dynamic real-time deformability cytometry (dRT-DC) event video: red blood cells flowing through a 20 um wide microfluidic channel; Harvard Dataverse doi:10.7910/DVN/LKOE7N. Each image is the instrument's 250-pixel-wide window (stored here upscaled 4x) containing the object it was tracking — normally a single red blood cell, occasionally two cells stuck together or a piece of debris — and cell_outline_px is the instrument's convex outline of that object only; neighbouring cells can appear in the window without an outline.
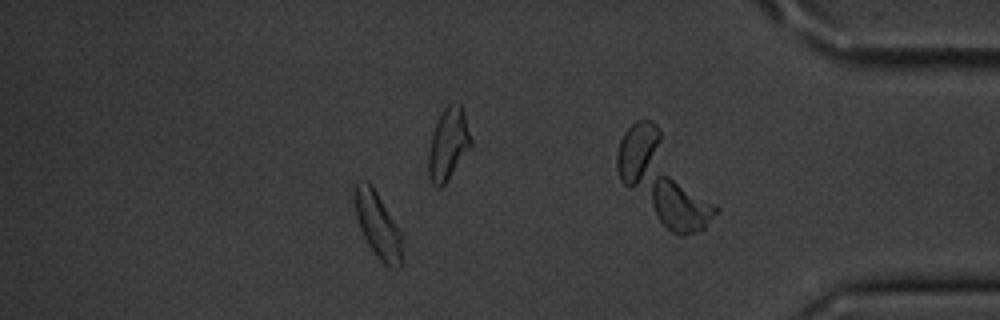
{"species": "common noctule bat (a hibernating species)", "species_latin": "Nyctalus noctula", "temperature_condition": "cold", "stored_images_in_passage": 49, "camera_frame_rate_fps": 3000, "um_per_image_px": 0.085, "animal": {"sex": "male", "body_mass_g": 20.1, "forearm_length_mm": 53.5}, "frame": {"image": 1, "passage_image": 42, "time_ms": 13.667, "image_size_px": [1000, 320], "cell_outline_px": [[404, 264], [396, 268], [388, 268], [376, 256], [368, 244], [360, 228], [356, 216], [356, 184], [364, 180], [368, 180], [372, 184], [396, 224], [400, 232], [404, 260]], "centroid_in_image_um": [32.16, 19.21], "position_along_channel_um": 403.0, "area_um2": 18.03}, "authors_computed_cell_mechanics": {"area_um2": 17.9758, "velocity_mm_per_s": 3.5615, "shape_relaxation_time_tau1_ms": 0.8954, "shape_relaxation_time_tau2_ms": null, "deformation_change_tau1": 0.0514, "deformation_change_tau2": null}}